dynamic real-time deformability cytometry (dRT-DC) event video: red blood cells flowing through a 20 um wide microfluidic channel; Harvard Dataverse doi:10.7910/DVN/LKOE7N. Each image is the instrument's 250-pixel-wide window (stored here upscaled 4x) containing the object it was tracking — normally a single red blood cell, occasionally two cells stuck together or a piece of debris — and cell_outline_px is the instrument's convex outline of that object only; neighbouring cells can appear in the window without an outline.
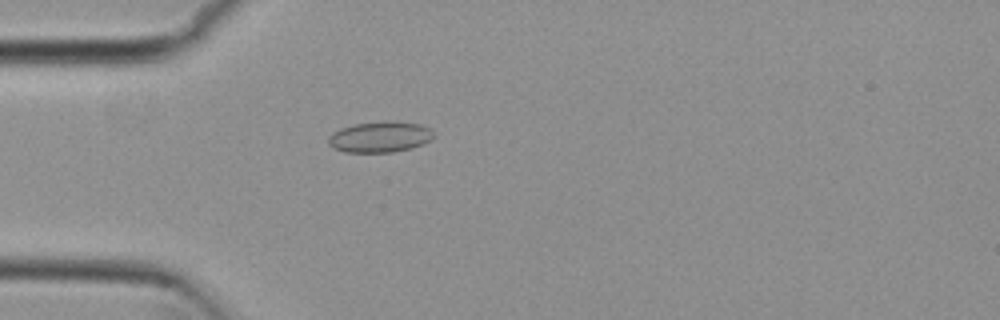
{"species": "common noctule bat (a hibernating species)", "species_latin": "Nyctalus noctula", "temperature_condition": "cold", "stored_images_in_passage": 43, "camera_frame_rate_fps": 3000, "um_per_image_px": 0.085, "animal": {"sex": "female", "body_mass_g": 29.2, "forearm_length_mm": 56.3}, "frame": {"image": 1, "passage_image": 4, "time_ms": 1.0, "image_size_px": [1000, 320], "cell_outline_px": [[436, 136], [412, 148], [392, 152], [344, 152], [332, 148], [328, 144], [328, 136], [332, 132], [340, 128], [352, 124], [384, 120], [396, 120], [420, 124], [428, 128]], "centroid_in_image_um": [32.24, 11.62], "position_along_channel_um": 52.8, "area_um2": 19.25}}
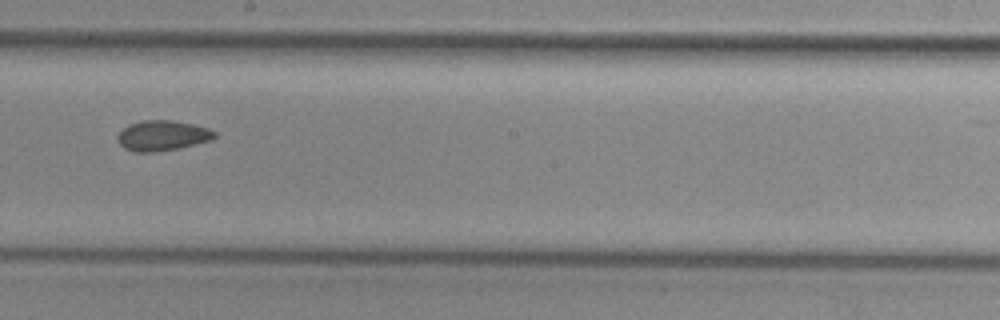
{"frame": {"image": 2, "passage_image": 19, "time_ms": 6.0, "image_size_px": [1000, 320], "cell_outline_px": [[216, 136], [212, 140], [180, 148], [152, 152], [136, 152], [124, 148], [116, 140], [116, 136], [128, 124], [140, 120], [172, 120], [192, 124], [208, 128], [216, 132]], "centroid_in_image_um": [13.79, 11.52], "position_along_channel_um": 234.4, "area_um2": 17.22}}
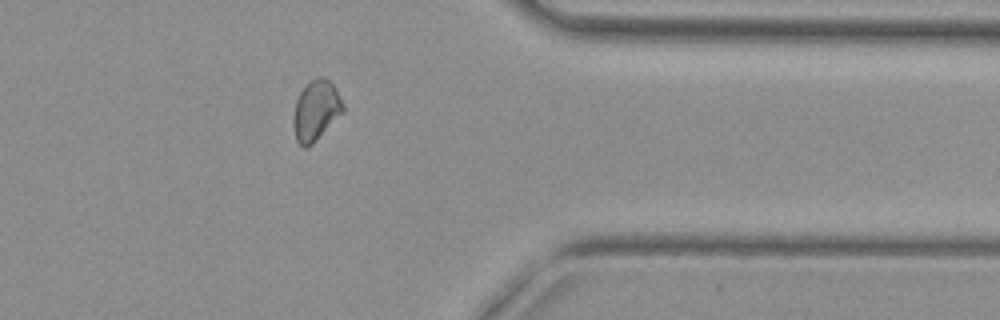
{"frame": {"image": 3, "passage_image": 32, "time_ms": 10.333, "image_size_px": [1000, 320], "cell_outline_px": [[344, 112], [312, 144], [304, 148], [296, 140], [292, 120], [296, 100], [300, 92], [316, 76], [324, 76], [332, 84], [344, 104]], "centroid_in_image_um": [26.85, 9.39], "position_along_channel_um": 384.5, "area_um2": 17.28}, "authors_computed_cell_mechanics": {"area_um2": 17.1088, "velocity_mm_per_s": 3.804, "shape_relaxation_time_tau1_ms": null, "shape_relaxation_time_tau2_ms": 7.6668, "deformation_change_tau1": null, "deformation_change_tau2": 0.0932}}